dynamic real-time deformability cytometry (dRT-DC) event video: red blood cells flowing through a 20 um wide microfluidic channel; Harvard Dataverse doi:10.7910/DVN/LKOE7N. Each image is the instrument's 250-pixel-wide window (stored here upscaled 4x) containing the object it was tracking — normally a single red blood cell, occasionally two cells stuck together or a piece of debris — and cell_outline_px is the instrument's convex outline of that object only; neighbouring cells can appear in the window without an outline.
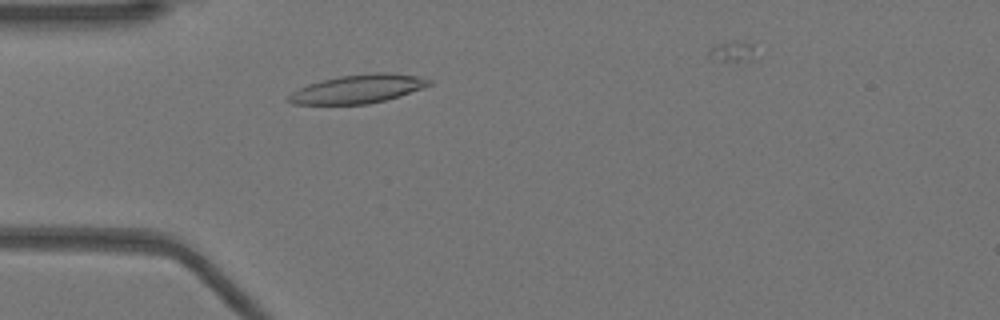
{"species": "Egyptian fruit bat (a non-hibernating species)", "species_latin": "Rousettus aegyptiacus", "temperature_condition": "warm", "stored_images_in_passage": 33, "camera_frame_rate_fps": 3000, "um_per_image_px": 0.085, "animal": {"sex": "female"}, "frame": {"image": 1, "passage_image": 1, "time_ms": 0.0, "image_size_px": [1000, 320], "cell_outline_px": [[432, 84], [424, 88], [400, 96], [368, 104], [292, 104], [284, 100], [292, 92], [308, 84], [340, 76], [376, 72], [384, 72], [416, 76], [432, 80]], "centroid_in_image_um": [30.43, 7.56], "position_along_channel_um": 54.6, "area_um2": 23.29}}
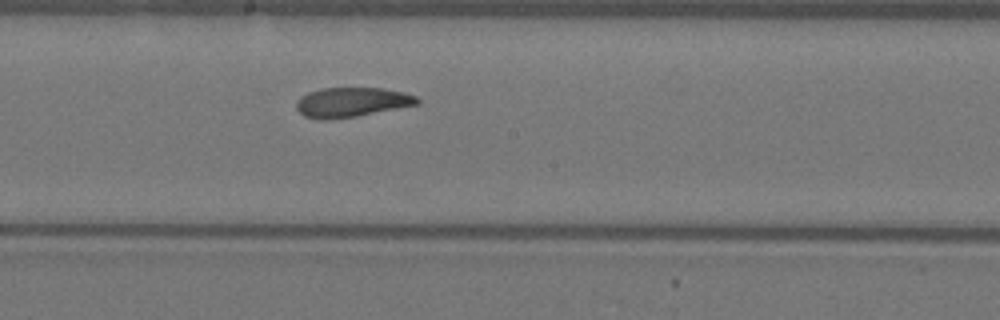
{"frame": {"image": 2, "passage_image": 14, "time_ms": 4.333, "image_size_px": [1000, 320], "cell_outline_px": [[420, 104], [356, 116], [328, 120], [316, 120], [304, 116], [296, 108], [296, 100], [300, 96], [308, 92], [320, 88], [380, 88], [404, 92], [416, 96], [420, 100]], "centroid_in_image_um": [29.86, 8.69], "position_along_channel_um": 218.3, "area_um2": 21.04}}
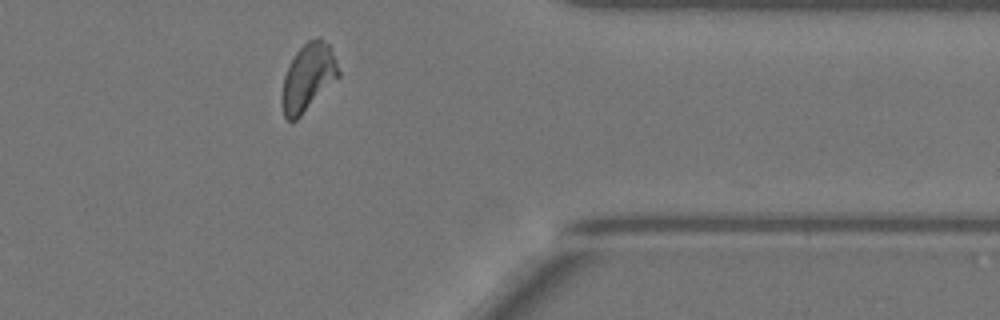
{"frame": {"image": 3, "passage_image": 28, "time_ms": 9.0, "image_size_px": [1000, 320], "cell_outline_px": [[340, 76], [296, 120], [288, 120], [284, 116], [280, 104], [284, 76], [296, 52], [308, 40], [316, 36], [320, 36], [328, 44], [336, 60], [340, 72]], "centroid_in_image_um": [26.18, 6.57], "position_along_channel_um": 385.2, "area_um2": 22.08}, "authors_computed_cell_mechanics": {"area_um2": 21.7328, "velocity_mm_per_s": 3.9107, "shape_relaxation_time_tau1_ms": 4.804, "shape_relaxation_time_tau2_ms": 2.7157, "deformation_change_tau1": 0.1528, "deformation_change_tau2": 0.0687}}